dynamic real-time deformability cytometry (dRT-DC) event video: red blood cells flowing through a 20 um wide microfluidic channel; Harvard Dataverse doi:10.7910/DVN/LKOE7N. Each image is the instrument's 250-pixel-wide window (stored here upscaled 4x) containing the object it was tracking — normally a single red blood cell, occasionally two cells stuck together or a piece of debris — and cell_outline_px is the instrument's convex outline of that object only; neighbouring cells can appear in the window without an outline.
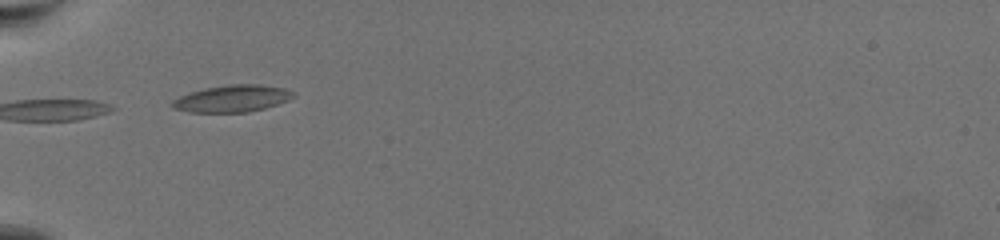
{"species": "common noctule bat (a hibernating species)", "species_latin": "Nyctalus noctula", "temperature_condition": "warm", "stored_images_in_passage": 4, "camera_frame_rate_fps": 3000, "um_per_image_px": 0.085, "animal": {"sex": "female", "body_mass_g": 19.5, "forearm_length_mm": 54.1}, "frame": {"image": 1, "passage_image": 1, "time_ms": 0.0, "image_size_px": [1000, 240], "cell_outline_px": [[296, 96], [288, 100], [264, 108], [248, 112], [188, 112], [172, 108], [172, 100], [180, 96], [204, 88], [228, 84], [260, 84], [284, 88], [296, 92]], "centroid_in_image_um": [19.76, 8.37], "position_along_channel_um": 65.2, "area_um2": 19.02}}